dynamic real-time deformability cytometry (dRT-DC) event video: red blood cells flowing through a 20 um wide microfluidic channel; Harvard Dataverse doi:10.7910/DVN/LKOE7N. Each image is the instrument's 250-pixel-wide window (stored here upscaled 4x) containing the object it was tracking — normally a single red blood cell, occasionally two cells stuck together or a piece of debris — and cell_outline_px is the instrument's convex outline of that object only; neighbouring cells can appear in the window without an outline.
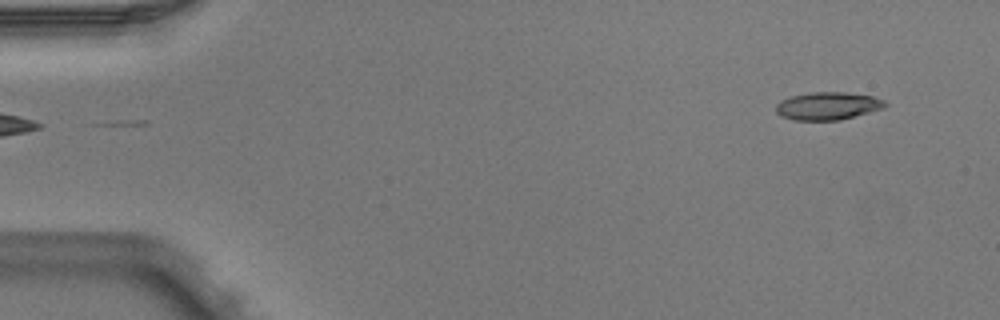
{"species": "Egyptian fruit bat (a non-hibernating species)", "species_latin": "Rousettus aegyptiacus", "temperature_condition": "warm", "stored_images_in_passage": 6, "segment_of_instrument_passage": [2, 2], "camera_frame_rate_fps": 3000, "um_per_image_px": 0.085, "animal": {"sex": "male"}, "frame": {"image": 1, "passage_image": 6, "time_ms": 1.667, "image_size_px": [1000, 320], "cell_outline_px": [[888, 104], [884, 108], [840, 120], [796, 120], [780, 116], [776, 112], [776, 104], [780, 100], [792, 96], [812, 92], [848, 92], [872, 96], [884, 100]], "centroid_in_image_um": [70.36, 9.0], "position_along_channel_um": 14.6, "area_um2": 17.69}}